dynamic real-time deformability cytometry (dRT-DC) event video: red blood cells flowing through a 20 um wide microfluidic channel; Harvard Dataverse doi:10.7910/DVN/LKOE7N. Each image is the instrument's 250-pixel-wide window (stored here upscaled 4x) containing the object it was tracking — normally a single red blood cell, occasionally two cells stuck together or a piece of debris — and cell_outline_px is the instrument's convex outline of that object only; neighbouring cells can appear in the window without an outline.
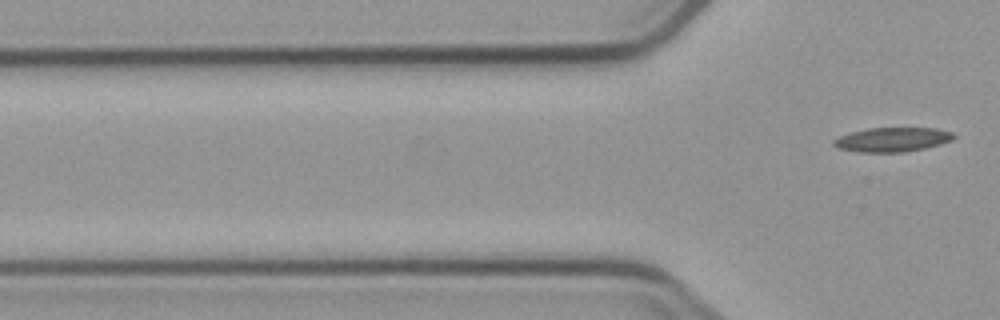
{"species": "common noctule bat (a hibernating species)", "species_latin": "Nyctalus noctula", "temperature_condition": "cold", "stored_images_in_passage": 6, "segment_of_instrument_passage": [2, 2], "camera_frame_rate_fps": 3000, "um_per_image_px": 0.085, "animal": {"sex": "male", "body_mass_g": 23.1, "forearm_length_mm": 52.7}, "frame": {"image": 1, "passage_image": 6, "time_ms": 6.667, "image_size_px": [1000, 320], "cell_outline_px": [[956, 136], [952, 140], [940, 144], [924, 148], [904, 152], [860, 152], [840, 148], [832, 144], [832, 140], [840, 136], [852, 132], [868, 128], [936, 128], [952, 132]], "centroid_in_image_um": [75.87, 11.86], "position_along_channel_um": 49.9, "area_um2": 16.88}}